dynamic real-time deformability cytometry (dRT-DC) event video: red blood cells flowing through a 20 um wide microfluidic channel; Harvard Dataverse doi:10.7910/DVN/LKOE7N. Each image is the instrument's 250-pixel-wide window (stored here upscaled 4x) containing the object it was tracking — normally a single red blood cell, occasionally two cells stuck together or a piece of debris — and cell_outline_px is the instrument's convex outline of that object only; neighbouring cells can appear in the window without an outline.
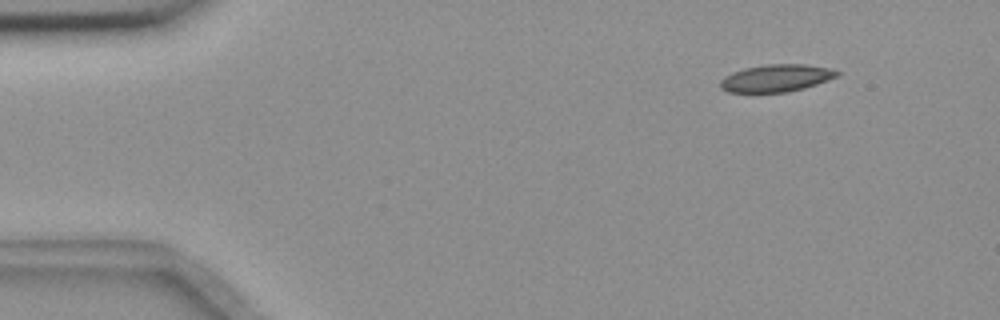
{"species": "common noctule bat (a hibernating species)", "species_latin": "Nyctalus noctula", "temperature_condition": "room temperature", "stored_images_in_passage": 6, "camera_frame_rate_fps": 3000, "um_per_image_px": 0.085, "animal": {"sex": "female", "body_mass_g": 18.4}, "frame": {"image": 1, "passage_image": 2, "time_ms": 0.333, "image_size_px": [1000, 320], "cell_outline_px": [[840, 76], [804, 88], [788, 92], [728, 92], [720, 88], [720, 80], [724, 76], [732, 72], [744, 68], [768, 64], [804, 64], [828, 68], [840, 72]], "centroid_in_image_um": [65.97, 6.64], "position_along_channel_um": 19.0, "area_um2": 18.61}}
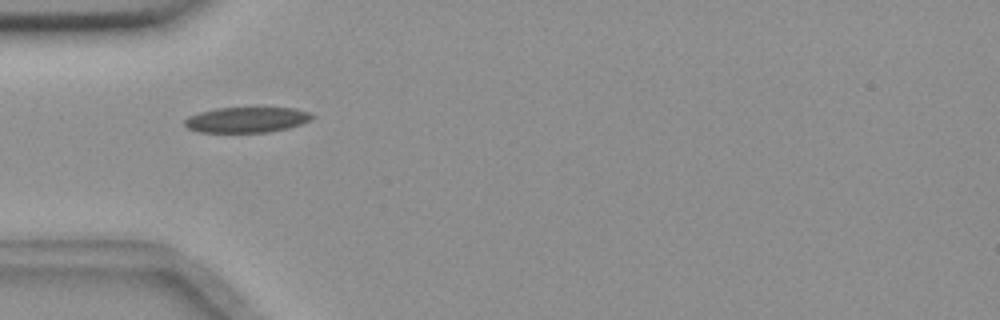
{"frame": {"image": 2, "passage_image": 5, "time_ms": 1.333, "image_size_px": [1000, 320], "cell_outline_px": [[316, 116], [312, 120], [288, 128], [268, 132], [200, 132], [188, 128], [184, 124], [184, 120], [188, 116], [200, 112], [216, 108], [296, 108], [312, 112]], "centroid_in_image_um": [21.02, 10.17], "position_along_channel_um": 64.0, "area_um2": 19.02}}